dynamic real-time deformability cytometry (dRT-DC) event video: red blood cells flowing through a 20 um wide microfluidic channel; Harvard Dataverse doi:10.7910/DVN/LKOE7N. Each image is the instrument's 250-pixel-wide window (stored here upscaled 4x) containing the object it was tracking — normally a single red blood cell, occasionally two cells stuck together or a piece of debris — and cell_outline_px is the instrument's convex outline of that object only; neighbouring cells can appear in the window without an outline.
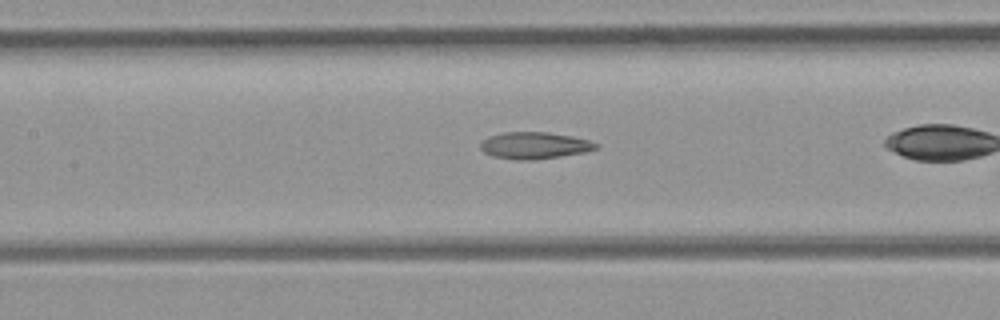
{"species": "common noctule bat (a hibernating species)", "species_latin": "Nyctalus noctula", "temperature_condition": "room temperature", "stored_images_in_passage": 21, "camera_frame_rate_fps": 3000, "um_per_image_px": 0.085, "animal": {"sex": "female", "body_mass_g": 21.9}, "frame": {"image": 1, "passage_image": 7, "time_ms": 2.0, "image_size_px": [1000, 320], "cell_outline_px": [[600, 144], [596, 148], [584, 152], [536, 160], [516, 160], [492, 156], [484, 152], [480, 148], [480, 144], [488, 136], [504, 132], [548, 132], [572, 136], [588, 140]], "centroid_in_image_um": [45.41, 12.36], "position_along_channel_um": 162.0, "area_um2": 18.03}}
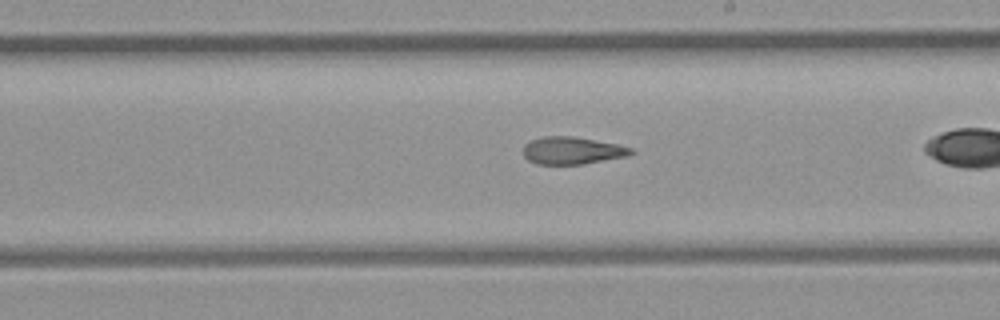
{"frame": {"image": 2, "passage_image": 12, "time_ms": 3.667, "image_size_px": [1000, 320], "cell_outline_px": [[636, 152], [628, 156], [580, 164], [536, 164], [528, 160], [524, 156], [524, 144], [532, 140], [544, 136], [572, 136], [616, 144], [632, 148]], "centroid_in_image_um": [48.63, 12.8], "position_along_channel_um": 240.4, "area_um2": 17.05}}